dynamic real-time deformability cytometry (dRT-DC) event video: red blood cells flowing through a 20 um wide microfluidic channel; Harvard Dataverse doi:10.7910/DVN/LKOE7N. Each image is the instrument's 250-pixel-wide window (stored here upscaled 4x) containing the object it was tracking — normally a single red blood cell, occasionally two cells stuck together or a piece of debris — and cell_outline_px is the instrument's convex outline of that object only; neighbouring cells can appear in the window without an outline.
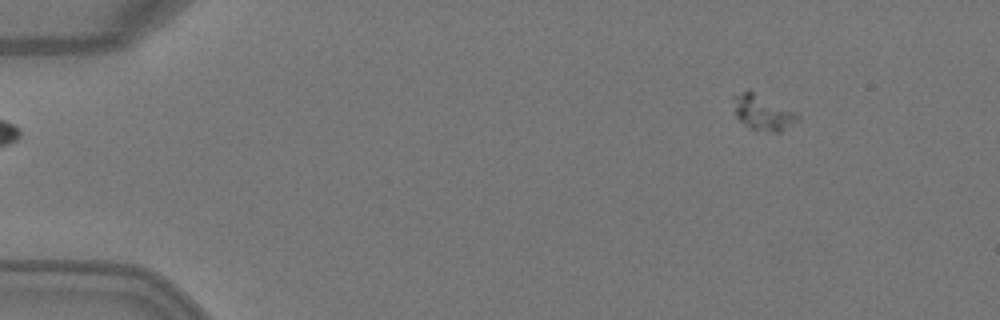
{"species": "Egyptian fruit bat (a non-hibernating species)", "species_latin": "Rousettus aegyptiacus", "temperature_condition": "warm", "stored_images_in_passage": 4, "camera_frame_rate_fps": 3000, "um_per_image_px": 0.085, "animal": {"sex": "female"}, "frame": {"image": 1, "passage_image": 1, "time_ms": 0.0, "image_size_px": [1000, 320], "cell_outline_px": [[800, 120], [780, 132], [772, 132], [748, 128], [736, 116], [732, 96], [748, 88], [800, 116]], "centroid_in_image_um": [64.79, 9.56], "position_along_channel_um": 20.2, "area_um2": 13.06}}
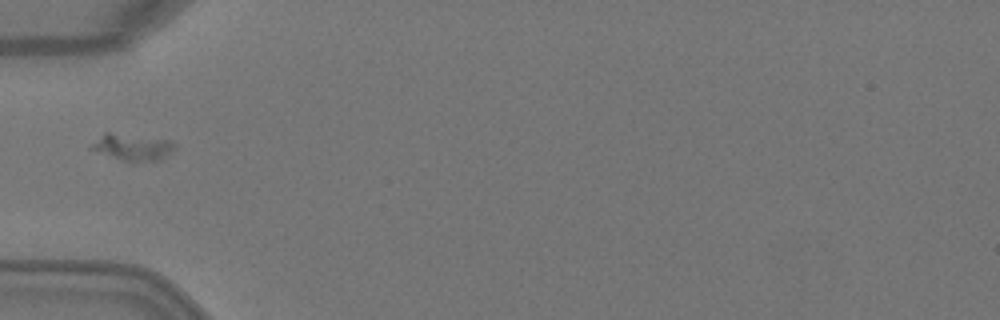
{"frame": {"image": 2, "passage_image": 3, "time_ms": 0.667, "image_size_px": [1000, 320], "cell_outline_px": [[176, 148], [156, 160], [124, 160], [92, 148], [92, 144], [104, 132], [108, 132], [172, 140], [176, 144]], "centroid_in_image_um": [11.32, 12.45], "position_along_channel_um": 73.7, "area_um2": 12.08}}
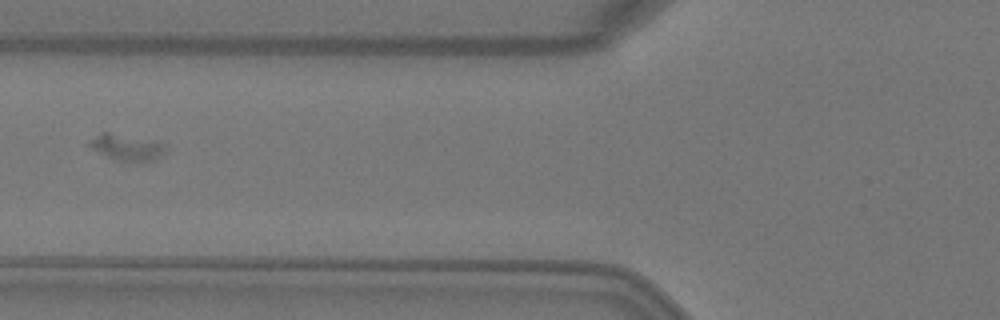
{"frame": {"image": 3, "passage_image": 4, "time_ms": 1.0, "image_size_px": [1000, 320], "cell_outline_px": [[168, 148], [164, 152], [148, 160], [116, 160], [92, 148], [88, 144], [88, 140], [100, 132], [108, 132], [164, 144]], "centroid_in_image_um": [10.68, 12.49], "position_along_channel_um": 115.1, "area_um2": 10.81}}